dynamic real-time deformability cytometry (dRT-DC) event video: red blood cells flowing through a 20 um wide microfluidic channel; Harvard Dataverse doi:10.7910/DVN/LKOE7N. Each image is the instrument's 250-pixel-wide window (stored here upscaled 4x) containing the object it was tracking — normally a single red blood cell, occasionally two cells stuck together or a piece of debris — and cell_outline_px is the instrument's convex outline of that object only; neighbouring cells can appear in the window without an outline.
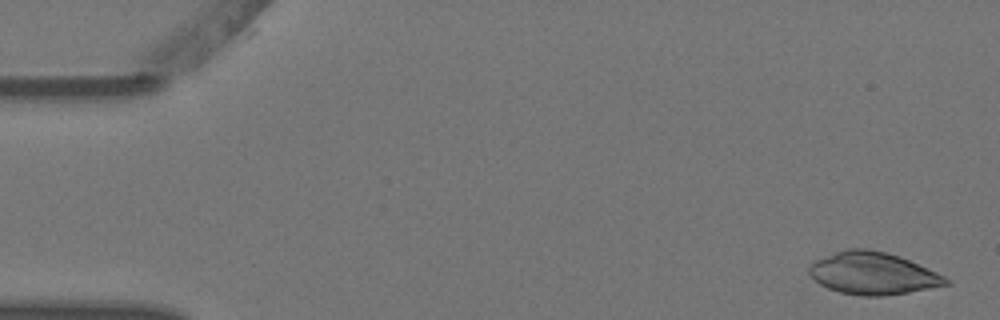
{"species": "Egyptian fruit bat (a non-hibernating species)", "species_latin": "Rousettus aegyptiacus", "temperature_condition": "warm", "stored_images_in_passage": 7, "camera_frame_rate_fps": 3000, "um_per_image_px": 0.085, "animal": {"sex": "female"}, "frame": {"image": 1, "passage_image": 1, "time_ms": 0.0, "image_size_px": [1000, 320], "cell_outline_px": [[952, 284], [908, 292], [884, 296], [860, 296], [840, 292], [828, 288], [820, 284], [808, 272], [808, 268], [816, 260], [824, 256], [844, 248], [868, 248], [888, 252], [900, 256], [928, 268], [952, 280]], "centroid_in_image_um": [74.22, 23.22], "position_along_channel_um": 10.8, "area_um2": 33.87}}